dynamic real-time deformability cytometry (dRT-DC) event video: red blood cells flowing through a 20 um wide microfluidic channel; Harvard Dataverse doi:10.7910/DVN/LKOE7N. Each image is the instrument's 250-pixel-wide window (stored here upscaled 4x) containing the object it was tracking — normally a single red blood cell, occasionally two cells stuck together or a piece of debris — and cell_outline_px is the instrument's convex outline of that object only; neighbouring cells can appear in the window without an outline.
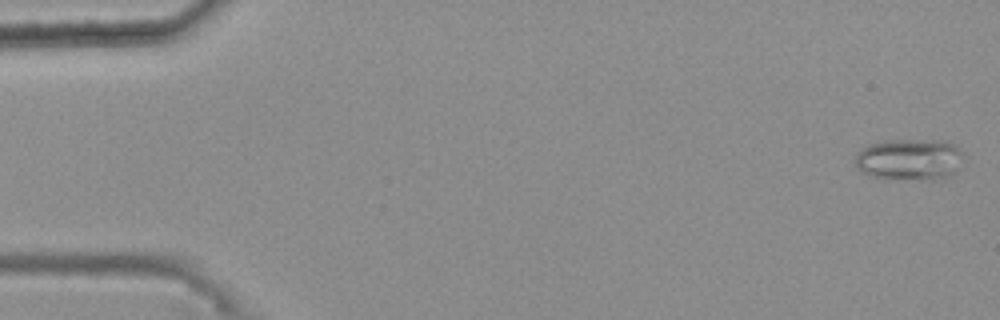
{"species": "common noctule bat (a hibernating species)", "species_latin": "Nyctalus noctula", "temperature_condition": "warm", "stored_images_in_passage": 48, "camera_frame_rate_fps": 3000, "um_per_image_px": 0.085, "animal": {"sex": "female", "body_mass_g": 25.1}, "frame": {"image": 1, "passage_image": 1, "time_ms": 0.0, "image_size_px": [1000, 320], "cell_outline_px": [[964, 152], [956, 172], [948, 176], [936, 180], [888, 180], [872, 176], [856, 168], [856, 156], [868, 144], [880, 140], [936, 140], [952, 144]], "centroid_in_image_um": [77.3, 13.58], "position_along_channel_um": 7.7, "area_um2": 26.53}}
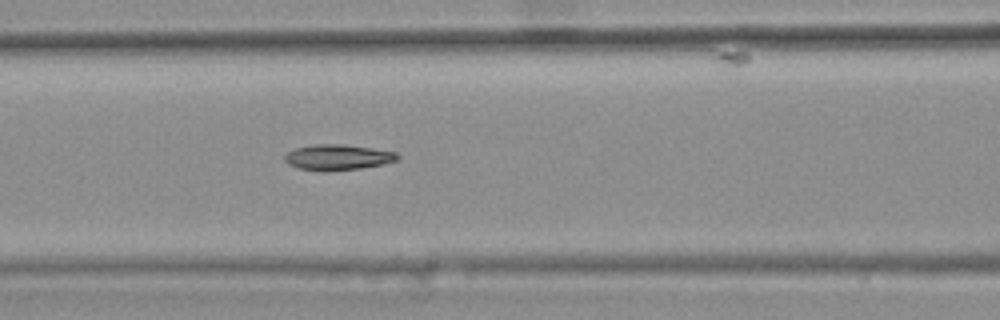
{"frame": {"image": 2, "passage_image": 23, "time_ms": 7.333, "image_size_px": [1000, 320], "cell_outline_px": [[400, 160], [384, 164], [360, 168], [324, 172], [320, 172], [300, 168], [288, 164], [284, 160], [284, 156], [288, 152], [296, 148], [312, 144], [344, 144], [372, 148], [396, 152], [400, 156]], "centroid_in_image_um": [28.73, 13.37], "position_along_channel_um": 137.9, "area_um2": 17.05}}
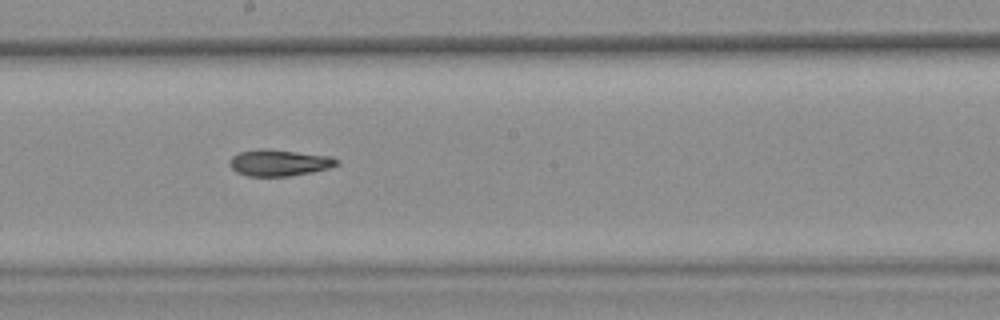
{"frame": {"image": 3, "passage_image": 30, "time_ms": 9.667, "image_size_px": [1000, 320], "cell_outline_px": [[340, 164], [328, 168], [312, 172], [288, 176], [248, 176], [236, 172], [228, 164], [228, 160], [232, 156], [240, 152], [256, 148], [264, 148], [332, 156], [340, 160]], "centroid_in_image_um": [23.72, 13.82], "position_along_channel_um": 224.5, "area_um2": 16.7}, "authors_computed_cell_mechanics": {"area_um2": 16.7331, "velocity_mm_per_s": 3.7253, "shape_relaxation_time_tau1_ms": null, "shape_relaxation_time_tau2_ms": 8.6088, "deformation_change_tau1": null, "deformation_change_tau2": 0.1806}}